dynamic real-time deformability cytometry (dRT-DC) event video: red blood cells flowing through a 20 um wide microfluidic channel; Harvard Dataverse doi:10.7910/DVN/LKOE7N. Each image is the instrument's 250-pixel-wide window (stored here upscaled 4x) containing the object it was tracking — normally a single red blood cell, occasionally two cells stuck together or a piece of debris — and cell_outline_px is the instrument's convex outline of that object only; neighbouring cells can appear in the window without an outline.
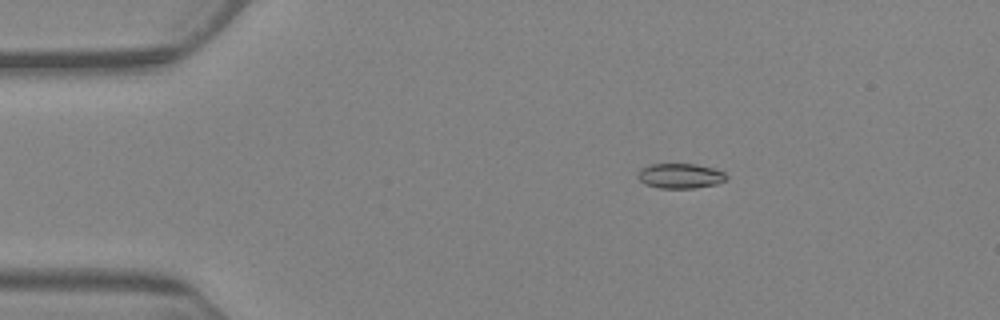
{"species": "Egyptian fruit bat (a non-hibernating species)", "species_latin": "Rousettus aegyptiacus", "temperature_condition": "warm", "stored_images_in_passage": 6, "camera_frame_rate_fps": 3000, "um_per_image_px": 0.085, "animal": {"sex": "female"}, "frame": {"image": 1, "passage_image": 3, "time_ms": 3.0, "image_size_px": [1000, 320], "cell_outline_px": [[728, 176], [724, 180], [716, 184], [692, 188], [660, 188], [644, 184], [640, 180], [640, 168], [648, 164], [696, 164], [712, 168], [724, 172]], "centroid_in_image_um": [57.82, 14.94], "position_along_channel_um": 27.2, "area_um2": 12.72}}
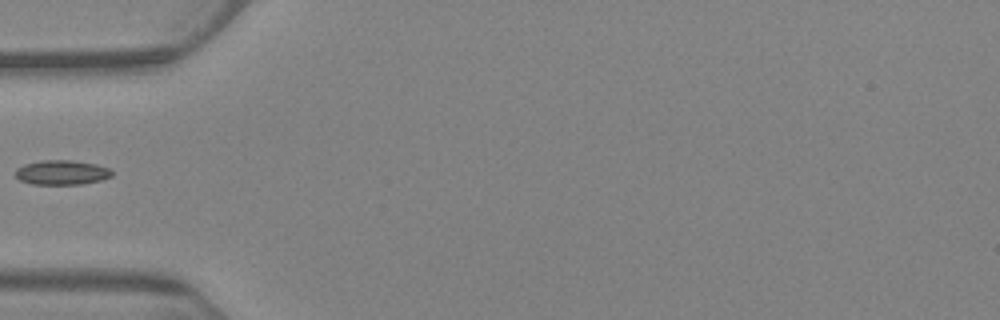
{"frame": {"image": 2, "passage_image": 6, "time_ms": 6.667, "image_size_px": [1000, 320], "cell_outline_px": [[112, 176], [100, 180], [80, 184], [32, 184], [20, 180], [16, 176], [16, 168], [24, 164], [40, 160], [72, 160], [96, 164], [108, 168], [112, 172]], "centroid_in_image_um": [5.23, 14.65], "position_along_channel_um": 79.8, "area_um2": 13.76}}